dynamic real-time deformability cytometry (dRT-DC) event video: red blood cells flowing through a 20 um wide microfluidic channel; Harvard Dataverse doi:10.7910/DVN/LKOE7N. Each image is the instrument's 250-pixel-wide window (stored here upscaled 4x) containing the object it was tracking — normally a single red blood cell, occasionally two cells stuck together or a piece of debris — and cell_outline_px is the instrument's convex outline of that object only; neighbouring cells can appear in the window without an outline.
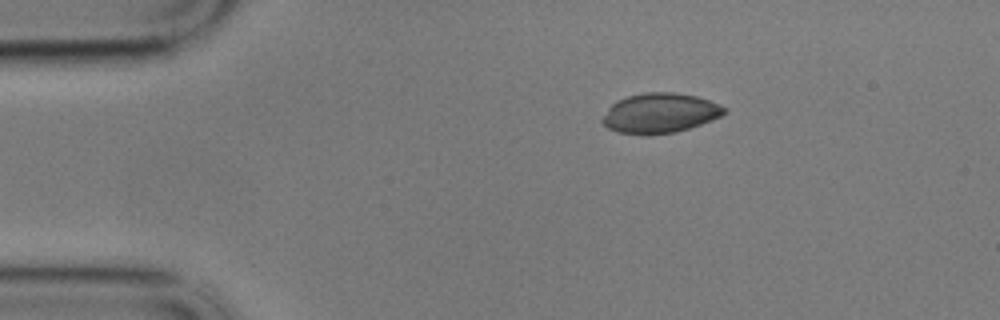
{"species": "common noctule bat (a hibernating species)", "species_latin": "Nyctalus noctula", "temperature_condition": "cold", "stored_images_in_passage": 49, "camera_frame_rate_fps": 3000, "um_per_image_px": 0.085, "animal": {"sex": "male", "body_mass_g": 17.9}, "frame": {"image": 1, "passage_image": 1, "time_ms": 0.0, "image_size_px": [1000, 320], "cell_outline_px": [[728, 112], [712, 120], [676, 132], [616, 132], [608, 128], [600, 120], [608, 108], [616, 100], [628, 96], [644, 92], [672, 92], [696, 96], [720, 104], [728, 108]], "centroid_in_image_um": [56.12, 9.57], "position_along_channel_um": 28.9, "area_um2": 27.74}}
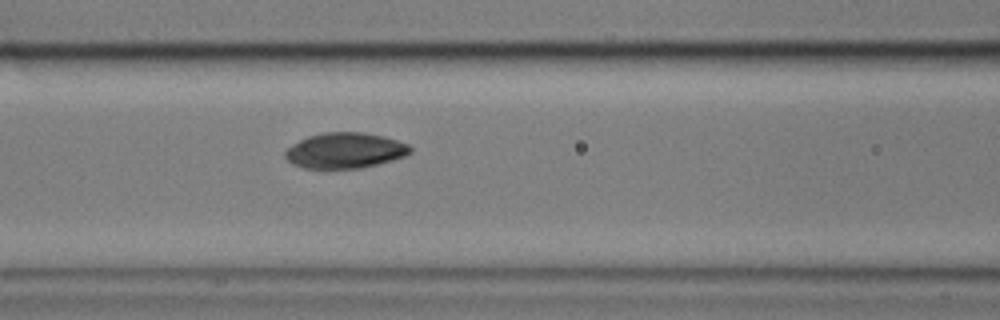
{"frame": {"image": 2, "passage_image": 15, "time_ms": 4.667, "image_size_px": [1000, 320], "cell_outline_px": [[412, 152], [404, 156], [392, 160], [360, 168], [304, 168], [292, 164], [284, 156], [284, 152], [288, 148], [300, 140], [308, 136], [324, 132], [364, 132], [384, 136], [408, 144], [412, 148]], "centroid_in_image_um": [29.33, 12.79], "position_along_channel_um": 137.3, "area_um2": 25.84}}
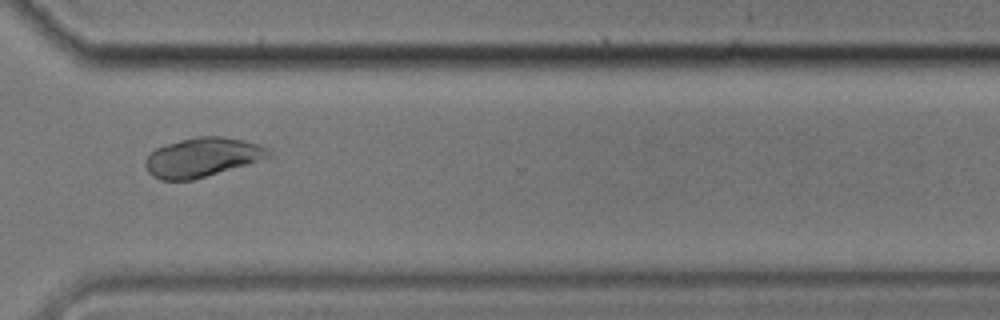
{"frame": {"image": 3, "passage_image": 34, "time_ms": 11.0, "image_size_px": [1000, 320], "cell_outline_px": [[272, 156], [248, 164], [192, 180], [160, 180], [152, 176], [148, 172], [144, 164], [144, 160], [156, 148], [164, 144], [196, 136], [224, 136], [244, 140], [256, 144], [272, 152]], "centroid_in_image_um": [17.15, 13.37], "position_along_channel_um": 353.4, "area_um2": 28.09}, "authors_computed_cell_mechanics": {"area_um2": 27.5128, "velocity_mm_per_s": 3.4142, "shape_relaxation_time_tau1_ms": 2.0123, "shape_relaxation_time_tau2_ms": null, "deformation_change_tau1": 0.0502, "deformation_change_tau2": null}}